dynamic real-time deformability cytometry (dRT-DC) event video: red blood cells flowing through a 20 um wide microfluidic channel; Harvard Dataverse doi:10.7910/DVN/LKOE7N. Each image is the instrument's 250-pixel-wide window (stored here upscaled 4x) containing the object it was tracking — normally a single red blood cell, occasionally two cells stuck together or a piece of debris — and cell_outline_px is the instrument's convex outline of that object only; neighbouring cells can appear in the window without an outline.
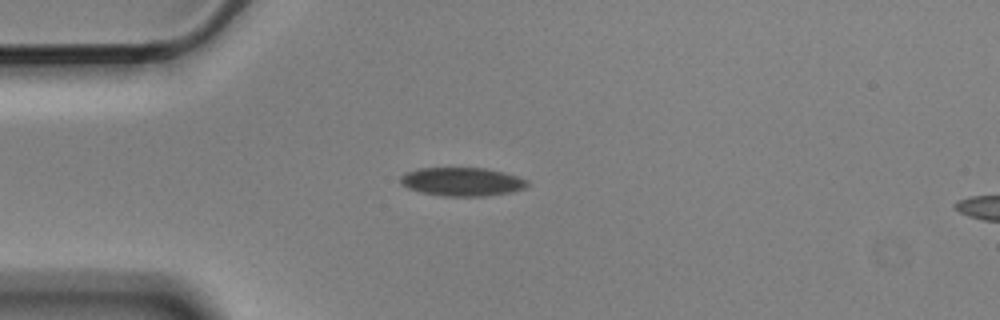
{"species": "Egyptian fruit bat (a non-hibernating species)", "species_latin": "Rousettus aegyptiacus", "temperature_condition": "cold", "stored_images_in_passage": 6, "camera_frame_rate_fps": 3000, "um_per_image_px": 0.085, "animal": {"sex": "male"}, "frame": {"image": 1, "passage_image": 4, "time_ms": 1.0, "image_size_px": [1000, 320], "cell_outline_px": [[528, 184], [524, 188], [512, 192], [484, 196], [444, 196], [420, 192], [408, 188], [400, 184], [400, 176], [404, 172], [420, 168], [484, 168], [504, 172], [528, 180]], "centroid_in_image_um": [39.24, 15.44], "position_along_channel_um": 45.8, "area_um2": 21.15}}
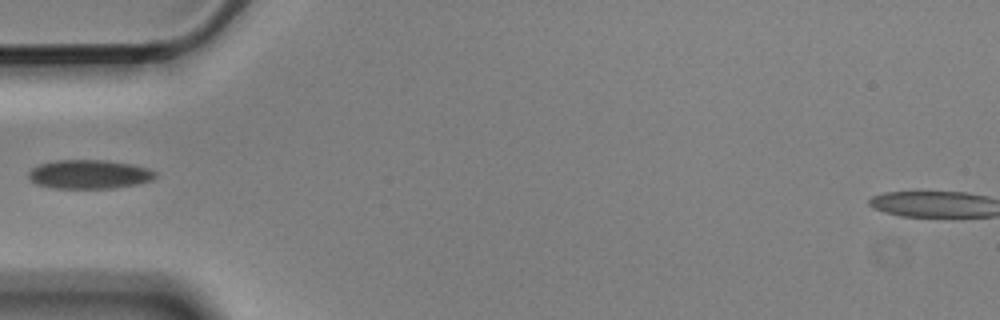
{"frame": {"image": 2, "passage_image": 5, "time_ms": 1.333, "image_size_px": [1000, 320], "cell_outline_px": [[156, 176], [152, 180], [136, 184], [112, 188], [52, 188], [36, 184], [28, 176], [28, 172], [32, 168], [40, 164], [56, 160], [104, 160], [132, 164], [148, 168], [156, 172]], "centroid_in_image_um": [7.58, 14.81], "position_along_channel_um": 77.4, "area_um2": 21.33}}
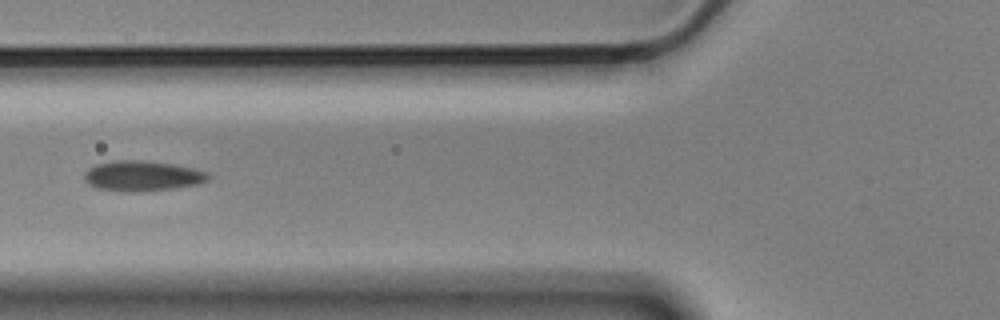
{"frame": {"image": 3, "passage_image": 6, "time_ms": 1.667, "image_size_px": [1000, 320], "cell_outline_px": [[212, 176], [208, 180], [196, 184], [172, 188], [96, 188], [88, 184], [84, 180], [84, 172], [88, 168], [96, 164], [112, 160], [140, 160], [176, 164], [208, 172]], "centroid_in_image_um": [12.11, 14.87], "position_along_channel_um": 113.7, "area_um2": 20.81}}